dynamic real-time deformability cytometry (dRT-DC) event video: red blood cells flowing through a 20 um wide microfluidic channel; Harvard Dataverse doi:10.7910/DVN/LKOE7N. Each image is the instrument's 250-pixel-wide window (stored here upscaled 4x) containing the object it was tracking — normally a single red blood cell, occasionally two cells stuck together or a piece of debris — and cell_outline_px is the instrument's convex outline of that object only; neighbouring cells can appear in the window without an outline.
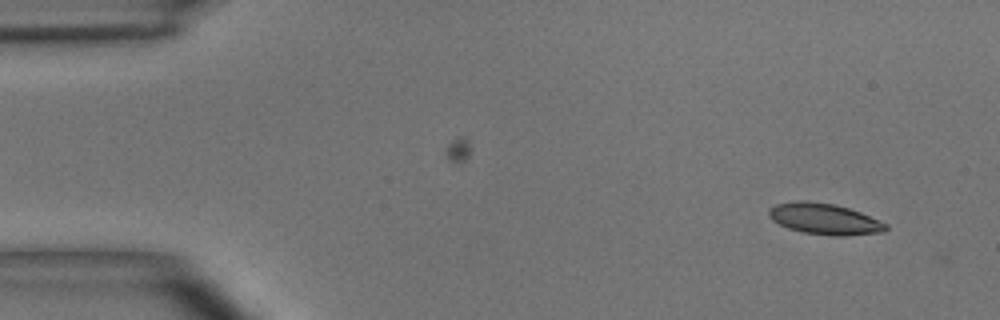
{"species": "common noctule bat (a hibernating species)", "species_latin": "Nyctalus noctula", "temperature_condition": "room temperature", "stored_images_in_passage": 3, "camera_frame_rate_fps": 3000, "um_per_image_px": 0.085, "animal": {"sex": "male", "body_mass_g": 15.6}, "frame": {"image": 1, "passage_image": 3, "time_ms": 2.333, "image_size_px": [1000, 320], "cell_outline_px": [[888, 228], [884, 232], [844, 236], [836, 236], [804, 232], [788, 228], [772, 220], [768, 216], [768, 208], [776, 204], [796, 200], [804, 200], [836, 204], [860, 212], [888, 224]], "centroid_in_image_um": [70.07, 18.6], "position_along_channel_um": 14.9, "area_um2": 21.27}}